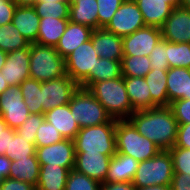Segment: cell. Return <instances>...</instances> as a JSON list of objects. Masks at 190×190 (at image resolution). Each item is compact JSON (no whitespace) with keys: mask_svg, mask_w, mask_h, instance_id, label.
<instances>
[{"mask_svg":"<svg viewBox=\"0 0 190 190\" xmlns=\"http://www.w3.org/2000/svg\"><path fill=\"white\" fill-rule=\"evenodd\" d=\"M168 151L172 158L174 173L190 174V149L172 147Z\"/></svg>","mask_w":190,"mask_h":190,"instance_id":"ab89813d","label":"cell"},{"mask_svg":"<svg viewBox=\"0 0 190 190\" xmlns=\"http://www.w3.org/2000/svg\"><path fill=\"white\" fill-rule=\"evenodd\" d=\"M30 47L14 50L8 53L5 64L0 70L5 81L12 85H20L30 78Z\"/></svg>","mask_w":190,"mask_h":190,"instance_id":"9a60e30c","label":"cell"},{"mask_svg":"<svg viewBox=\"0 0 190 190\" xmlns=\"http://www.w3.org/2000/svg\"><path fill=\"white\" fill-rule=\"evenodd\" d=\"M136 190H171V187L167 185H153L142 188H136Z\"/></svg>","mask_w":190,"mask_h":190,"instance_id":"816d5d0a","label":"cell"},{"mask_svg":"<svg viewBox=\"0 0 190 190\" xmlns=\"http://www.w3.org/2000/svg\"><path fill=\"white\" fill-rule=\"evenodd\" d=\"M8 127L7 123L3 120V118L0 116V133H2V131L4 129H6Z\"/></svg>","mask_w":190,"mask_h":190,"instance_id":"9f6ffc18","label":"cell"},{"mask_svg":"<svg viewBox=\"0 0 190 190\" xmlns=\"http://www.w3.org/2000/svg\"><path fill=\"white\" fill-rule=\"evenodd\" d=\"M117 120L80 128L73 139L76 152L98 153L112 157L116 154L115 128Z\"/></svg>","mask_w":190,"mask_h":190,"instance_id":"277c9868","label":"cell"},{"mask_svg":"<svg viewBox=\"0 0 190 190\" xmlns=\"http://www.w3.org/2000/svg\"><path fill=\"white\" fill-rule=\"evenodd\" d=\"M36 156L40 165H59L71 171L74 169L76 157L74 141L63 139L52 145L36 147Z\"/></svg>","mask_w":190,"mask_h":190,"instance_id":"4fadbf2b","label":"cell"},{"mask_svg":"<svg viewBox=\"0 0 190 190\" xmlns=\"http://www.w3.org/2000/svg\"><path fill=\"white\" fill-rule=\"evenodd\" d=\"M180 6L190 10V0H180Z\"/></svg>","mask_w":190,"mask_h":190,"instance_id":"6f0895ef","label":"cell"},{"mask_svg":"<svg viewBox=\"0 0 190 190\" xmlns=\"http://www.w3.org/2000/svg\"><path fill=\"white\" fill-rule=\"evenodd\" d=\"M148 84L151 101L157 106H168L167 71L151 69L144 77Z\"/></svg>","mask_w":190,"mask_h":190,"instance_id":"f1b7e54d","label":"cell"},{"mask_svg":"<svg viewBox=\"0 0 190 190\" xmlns=\"http://www.w3.org/2000/svg\"><path fill=\"white\" fill-rule=\"evenodd\" d=\"M40 172L37 156L14 160L10 166L9 178L30 183L36 187Z\"/></svg>","mask_w":190,"mask_h":190,"instance_id":"83f0119b","label":"cell"},{"mask_svg":"<svg viewBox=\"0 0 190 190\" xmlns=\"http://www.w3.org/2000/svg\"><path fill=\"white\" fill-rule=\"evenodd\" d=\"M175 119L178 124L190 123V99H178L170 103Z\"/></svg>","mask_w":190,"mask_h":190,"instance_id":"7bdbcfd3","label":"cell"},{"mask_svg":"<svg viewBox=\"0 0 190 190\" xmlns=\"http://www.w3.org/2000/svg\"><path fill=\"white\" fill-rule=\"evenodd\" d=\"M166 51L170 68L182 67L190 69V43L166 41Z\"/></svg>","mask_w":190,"mask_h":190,"instance_id":"d6a6232c","label":"cell"},{"mask_svg":"<svg viewBox=\"0 0 190 190\" xmlns=\"http://www.w3.org/2000/svg\"><path fill=\"white\" fill-rule=\"evenodd\" d=\"M174 174L172 158L169 151H160L153 158L139 162L132 181L136 188L153 185L170 186Z\"/></svg>","mask_w":190,"mask_h":190,"instance_id":"8992f818","label":"cell"},{"mask_svg":"<svg viewBox=\"0 0 190 190\" xmlns=\"http://www.w3.org/2000/svg\"><path fill=\"white\" fill-rule=\"evenodd\" d=\"M99 58L89 39L65 58L66 74L81 86L93 72H96Z\"/></svg>","mask_w":190,"mask_h":190,"instance_id":"ba28073f","label":"cell"},{"mask_svg":"<svg viewBox=\"0 0 190 190\" xmlns=\"http://www.w3.org/2000/svg\"><path fill=\"white\" fill-rule=\"evenodd\" d=\"M90 39L100 58L122 61L124 56L122 37L105 28H97L92 31Z\"/></svg>","mask_w":190,"mask_h":190,"instance_id":"ac0fdd59","label":"cell"},{"mask_svg":"<svg viewBox=\"0 0 190 190\" xmlns=\"http://www.w3.org/2000/svg\"><path fill=\"white\" fill-rule=\"evenodd\" d=\"M143 15L134 0H124L104 27L117 36L124 37L145 27Z\"/></svg>","mask_w":190,"mask_h":190,"instance_id":"30bf717a","label":"cell"},{"mask_svg":"<svg viewBox=\"0 0 190 190\" xmlns=\"http://www.w3.org/2000/svg\"><path fill=\"white\" fill-rule=\"evenodd\" d=\"M121 63L123 77H145L151 70L148 56H123Z\"/></svg>","mask_w":190,"mask_h":190,"instance_id":"e575fe53","label":"cell"},{"mask_svg":"<svg viewBox=\"0 0 190 190\" xmlns=\"http://www.w3.org/2000/svg\"><path fill=\"white\" fill-rule=\"evenodd\" d=\"M19 88L22 92L24 103L27 105L30 113L43 114L41 82L33 78H28L19 85Z\"/></svg>","mask_w":190,"mask_h":190,"instance_id":"1f68e13d","label":"cell"},{"mask_svg":"<svg viewBox=\"0 0 190 190\" xmlns=\"http://www.w3.org/2000/svg\"><path fill=\"white\" fill-rule=\"evenodd\" d=\"M162 39L174 43H190V10L177 6L161 27Z\"/></svg>","mask_w":190,"mask_h":190,"instance_id":"5bb4252c","label":"cell"},{"mask_svg":"<svg viewBox=\"0 0 190 190\" xmlns=\"http://www.w3.org/2000/svg\"><path fill=\"white\" fill-rule=\"evenodd\" d=\"M146 26L161 28L180 0H134Z\"/></svg>","mask_w":190,"mask_h":190,"instance_id":"e0dca14e","label":"cell"},{"mask_svg":"<svg viewBox=\"0 0 190 190\" xmlns=\"http://www.w3.org/2000/svg\"><path fill=\"white\" fill-rule=\"evenodd\" d=\"M100 190H136L132 182H104Z\"/></svg>","mask_w":190,"mask_h":190,"instance_id":"681fc988","label":"cell"},{"mask_svg":"<svg viewBox=\"0 0 190 190\" xmlns=\"http://www.w3.org/2000/svg\"><path fill=\"white\" fill-rule=\"evenodd\" d=\"M128 120L160 150L168 151L175 145L179 124L169 106L134 111Z\"/></svg>","mask_w":190,"mask_h":190,"instance_id":"6da1fadb","label":"cell"},{"mask_svg":"<svg viewBox=\"0 0 190 190\" xmlns=\"http://www.w3.org/2000/svg\"><path fill=\"white\" fill-rule=\"evenodd\" d=\"M39 21L40 17L33 6L17 5L11 22L29 43H36Z\"/></svg>","mask_w":190,"mask_h":190,"instance_id":"44dd1931","label":"cell"},{"mask_svg":"<svg viewBox=\"0 0 190 190\" xmlns=\"http://www.w3.org/2000/svg\"><path fill=\"white\" fill-rule=\"evenodd\" d=\"M79 87L68 75L41 82L43 114L55 107L68 104Z\"/></svg>","mask_w":190,"mask_h":190,"instance_id":"9c48e42d","label":"cell"},{"mask_svg":"<svg viewBox=\"0 0 190 190\" xmlns=\"http://www.w3.org/2000/svg\"><path fill=\"white\" fill-rule=\"evenodd\" d=\"M45 120L44 114L31 113L24 123L15 129L16 133L26 139H31V143L35 145L37 129Z\"/></svg>","mask_w":190,"mask_h":190,"instance_id":"f35d334b","label":"cell"},{"mask_svg":"<svg viewBox=\"0 0 190 190\" xmlns=\"http://www.w3.org/2000/svg\"><path fill=\"white\" fill-rule=\"evenodd\" d=\"M39 1H70V0H39Z\"/></svg>","mask_w":190,"mask_h":190,"instance_id":"680465c9","label":"cell"},{"mask_svg":"<svg viewBox=\"0 0 190 190\" xmlns=\"http://www.w3.org/2000/svg\"><path fill=\"white\" fill-rule=\"evenodd\" d=\"M69 170L59 165H40L37 190H65Z\"/></svg>","mask_w":190,"mask_h":190,"instance_id":"484cf974","label":"cell"},{"mask_svg":"<svg viewBox=\"0 0 190 190\" xmlns=\"http://www.w3.org/2000/svg\"><path fill=\"white\" fill-rule=\"evenodd\" d=\"M11 159L6 155H0V184L4 179L9 178Z\"/></svg>","mask_w":190,"mask_h":190,"instance_id":"f907efd6","label":"cell"},{"mask_svg":"<svg viewBox=\"0 0 190 190\" xmlns=\"http://www.w3.org/2000/svg\"><path fill=\"white\" fill-rule=\"evenodd\" d=\"M173 147L190 149V123L179 124L177 139Z\"/></svg>","mask_w":190,"mask_h":190,"instance_id":"f6af8a7d","label":"cell"},{"mask_svg":"<svg viewBox=\"0 0 190 190\" xmlns=\"http://www.w3.org/2000/svg\"><path fill=\"white\" fill-rule=\"evenodd\" d=\"M124 0H97L98 28H104Z\"/></svg>","mask_w":190,"mask_h":190,"instance_id":"60d3db41","label":"cell"},{"mask_svg":"<svg viewBox=\"0 0 190 190\" xmlns=\"http://www.w3.org/2000/svg\"><path fill=\"white\" fill-rule=\"evenodd\" d=\"M97 0H70L69 21L98 28Z\"/></svg>","mask_w":190,"mask_h":190,"instance_id":"d4e9b609","label":"cell"},{"mask_svg":"<svg viewBox=\"0 0 190 190\" xmlns=\"http://www.w3.org/2000/svg\"><path fill=\"white\" fill-rule=\"evenodd\" d=\"M18 6H33L39 0H13Z\"/></svg>","mask_w":190,"mask_h":190,"instance_id":"f5cc1de1","label":"cell"},{"mask_svg":"<svg viewBox=\"0 0 190 190\" xmlns=\"http://www.w3.org/2000/svg\"><path fill=\"white\" fill-rule=\"evenodd\" d=\"M36 187L24 181L6 178L0 184V190H35Z\"/></svg>","mask_w":190,"mask_h":190,"instance_id":"bcb514c9","label":"cell"},{"mask_svg":"<svg viewBox=\"0 0 190 190\" xmlns=\"http://www.w3.org/2000/svg\"><path fill=\"white\" fill-rule=\"evenodd\" d=\"M110 160V156L100 152H76L74 169L102 184L106 182Z\"/></svg>","mask_w":190,"mask_h":190,"instance_id":"2e32d148","label":"cell"},{"mask_svg":"<svg viewBox=\"0 0 190 190\" xmlns=\"http://www.w3.org/2000/svg\"><path fill=\"white\" fill-rule=\"evenodd\" d=\"M170 187L171 190H190V174L174 173Z\"/></svg>","mask_w":190,"mask_h":190,"instance_id":"7dc6e473","label":"cell"},{"mask_svg":"<svg viewBox=\"0 0 190 190\" xmlns=\"http://www.w3.org/2000/svg\"><path fill=\"white\" fill-rule=\"evenodd\" d=\"M166 83L168 106L178 99H190V69L169 68Z\"/></svg>","mask_w":190,"mask_h":190,"instance_id":"7402d4cb","label":"cell"},{"mask_svg":"<svg viewBox=\"0 0 190 190\" xmlns=\"http://www.w3.org/2000/svg\"><path fill=\"white\" fill-rule=\"evenodd\" d=\"M30 114L19 85L9 86L0 94V116L10 128L20 127Z\"/></svg>","mask_w":190,"mask_h":190,"instance_id":"8fae6325","label":"cell"},{"mask_svg":"<svg viewBox=\"0 0 190 190\" xmlns=\"http://www.w3.org/2000/svg\"><path fill=\"white\" fill-rule=\"evenodd\" d=\"M115 142L117 153L131 156L138 162L153 158L161 151L154 142L139 134L129 120H117Z\"/></svg>","mask_w":190,"mask_h":190,"instance_id":"3957f363","label":"cell"},{"mask_svg":"<svg viewBox=\"0 0 190 190\" xmlns=\"http://www.w3.org/2000/svg\"><path fill=\"white\" fill-rule=\"evenodd\" d=\"M166 56V40L161 39L151 51L149 56L151 69H161V71H167L170 66Z\"/></svg>","mask_w":190,"mask_h":190,"instance_id":"b9f144b4","label":"cell"},{"mask_svg":"<svg viewBox=\"0 0 190 190\" xmlns=\"http://www.w3.org/2000/svg\"><path fill=\"white\" fill-rule=\"evenodd\" d=\"M7 55H8V53L3 52L2 50H0V70L2 69L3 65L5 64Z\"/></svg>","mask_w":190,"mask_h":190,"instance_id":"11a10c76","label":"cell"},{"mask_svg":"<svg viewBox=\"0 0 190 190\" xmlns=\"http://www.w3.org/2000/svg\"><path fill=\"white\" fill-rule=\"evenodd\" d=\"M162 39L161 28L145 26L128 36L122 37L124 56H150L151 51Z\"/></svg>","mask_w":190,"mask_h":190,"instance_id":"7c38bea8","label":"cell"},{"mask_svg":"<svg viewBox=\"0 0 190 190\" xmlns=\"http://www.w3.org/2000/svg\"><path fill=\"white\" fill-rule=\"evenodd\" d=\"M8 87L9 84L5 81L3 73L0 72V94H2Z\"/></svg>","mask_w":190,"mask_h":190,"instance_id":"db71d44e","label":"cell"},{"mask_svg":"<svg viewBox=\"0 0 190 190\" xmlns=\"http://www.w3.org/2000/svg\"><path fill=\"white\" fill-rule=\"evenodd\" d=\"M92 31L93 29L88 26L68 21L65 32L55 49L62 58H66L79 45L90 39Z\"/></svg>","mask_w":190,"mask_h":190,"instance_id":"d6986e66","label":"cell"},{"mask_svg":"<svg viewBox=\"0 0 190 190\" xmlns=\"http://www.w3.org/2000/svg\"><path fill=\"white\" fill-rule=\"evenodd\" d=\"M118 77H122L121 61L99 58L97 60L96 72H93L80 87L88 89L95 82H102Z\"/></svg>","mask_w":190,"mask_h":190,"instance_id":"f546056e","label":"cell"},{"mask_svg":"<svg viewBox=\"0 0 190 190\" xmlns=\"http://www.w3.org/2000/svg\"><path fill=\"white\" fill-rule=\"evenodd\" d=\"M30 78L45 82L65 76V58L53 46L30 43Z\"/></svg>","mask_w":190,"mask_h":190,"instance_id":"5b68a950","label":"cell"},{"mask_svg":"<svg viewBox=\"0 0 190 190\" xmlns=\"http://www.w3.org/2000/svg\"><path fill=\"white\" fill-rule=\"evenodd\" d=\"M15 131V129L9 126L0 133V155H6L9 157V145H10V135Z\"/></svg>","mask_w":190,"mask_h":190,"instance_id":"c3c4849f","label":"cell"},{"mask_svg":"<svg viewBox=\"0 0 190 190\" xmlns=\"http://www.w3.org/2000/svg\"><path fill=\"white\" fill-rule=\"evenodd\" d=\"M138 166L135 158L116 152L111 157L106 182H132Z\"/></svg>","mask_w":190,"mask_h":190,"instance_id":"603a6c76","label":"cell"},{"mask_svg":"<svg viewBox=\"0 0 190 190\" xmlns=\"http://www.w3.org/2000/svg\"><path fill=\"white\" fill-rule=\"evenodd\" d=\"M63 139L60 132L51 123L44 120L37 129L35 146H48L60 142Z\"/></svg>","mask_w":190,"mask_h":190,"instance_id":"74e56055","label":"cell"},{"mask_svg":"<svg viewBox=\"0 0 190 190\" xmlns=\"http://www.w3.org/2000/svg\"><path fill=\"white\" fill-rule=\"evenodd\" d=\"M16 7L13 0H0V26L11 23Z\"/></svg>","mask_w":190,"mask_h":190,"instance_id":"ee69618b","label":"cell"},{"mask_svg":"<svg viewBox=\"0 0 190 190\" xmlns=\"http://www.w3.org/2000/svg\"><path fill=\"white\" fill-rule=\"evenodd\" d=\"M68 104L80 128L100 125L112 119L88 89L79 87Z\"/></svg>","mask_w":190,"mask_h":190,"instance_id":"52a82bcc","label":"cell"},{"mask_svg":"<svg viewBox=\"0 0 190 190\" xmlns=\"http://www.w3.org/2000/svg\"><path fill=\"white\" fill-rule=\"evenodd\" d=\"M27 47H30L29 41L20 34L12 22L0 26V50L10 53Z\"/></svg>","mask_w":190,"mask_h":190,"instance_id":"4dcf8cb0","label":"cell"},{"mask_svg":"<svg viewBox=\"0 0 190 190\" xmlns=\"http://www.w3.org/2000/svg\"><path fill=\"white\" fill-rule=\"evenodd\" d=\"M88 90L115 120H128L135 111L129 101L124 77L93 83Z\"/></svg>","mask_w":190,"mask_h":190,"instance_id":"7a4b0ae2","label":"cell"},{"mask_svg":"<svg viewBox=\"0 0 190 190\" xmlns=\"http://www.w3.org/2000/svg\"><path fill=\"white\" fill-rule=\"evenodd\" d=\"M36 156V146L31 139L19 136L16 131L10 135L9 158L11 161Z\"/></svg>","mask_w":190,"mask_h":190,"instance_id":"d590c367","label":"cell"},{"mask_svg":"<svg viewBox=\"0 0 190 190\" xmlns=\"http://www.w3.org/2000/svg\"><path fill=\"white\" fill-rule=\"evenodd\" d=\"M101 183L72 169L69 171L65 190H100Z\"/></svg>","mask_w":190,"mask_h":190,"instance_id":"8d00e7d4","label":"cell"},{"mask_svg":"<svg viewBox=\"0 0 190 190\" xmlns=\"http://www.w3.org/2000/svg\"><path fill=\"white\" fill-rule=\"evenodd\" d=\"M45 120L51 123L63 136L64 139L73 140L80 126L76 120L73 119L69 104L55 107L44 113Z\"/></svg>","mask_w":190,"mask_h":190,"instance_id":"ffe728a7","label":"cell"},{"mask_svg":"<svg viewBox=\"0 0 190 190\" xmlns=\"http://www.w3.org/2000/svg\"><path fill=\"white\" fill-rule=\"evenodd\" d=\"M69 19L40 18L37 42L41 45L56 47L65 32Z\"/></svg>","mask_w":190,"mask_h":190,"instance_id":"4316f807","label":"cell"},{"mask_svg":"<svg viewBox=\"0 0 190 190\" xmlns=\"http://www.w3.org/2000/svg\"><path fill=\"white\" fill-rule=\"evenodd\" d=\"M124 83L129 101L135 111L157 107L151 101L150 90L144 77H124Z\"/></svg>","mask_w":190,"mask_h":190,"instance_id":"cb8c5ba5","label":"cell"},{"mask_svg":"<svg viewBox=\"0 0 190 190\" xmlns=\"http://www.w3.org/2000/svg\"><path fill=\"white\" fill-rule=\"evenodd\" d=\"M33 7L40 18L69 19L70 1H38Z\"/></svg>","mask_w":190,"mask_h":190,"instance_id":"836d02e7","label":"cell"}]
</instances>
